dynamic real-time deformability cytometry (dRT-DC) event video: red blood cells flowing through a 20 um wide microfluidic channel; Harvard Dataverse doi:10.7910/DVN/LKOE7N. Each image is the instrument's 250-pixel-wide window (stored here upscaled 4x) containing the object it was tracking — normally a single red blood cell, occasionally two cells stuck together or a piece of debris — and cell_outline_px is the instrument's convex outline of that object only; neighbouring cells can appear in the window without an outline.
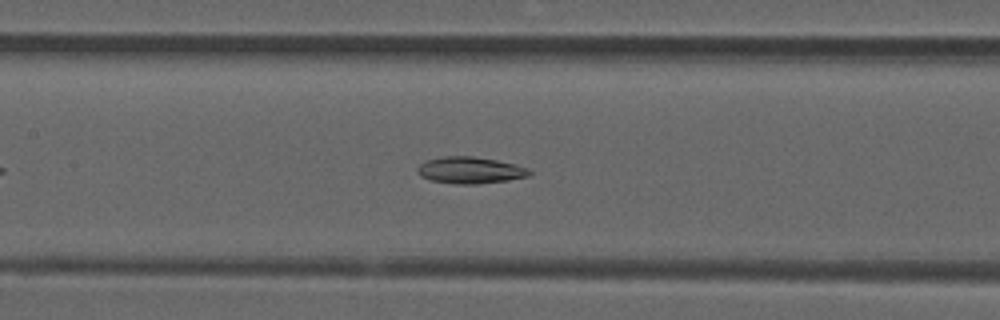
{"species": "common noctule bat (a hibernating species)", "species_latin": "Nyctalus noctula", "temperature_condition": "room temperature", "stored_images_in_passage": 42, "camera_frame_rate_fps": 3000, "um_per_image_px": 0.085, "animal": {"sex": "male", "forearm_length_mm": 52.5}, "frame": {"image": 1, "passage_image": 14, "time_ms": 4.333, "image_size_px": [1000, 320], "cell_outline_px": [[532, 172], [528, 176], [508, 180], [476, 184], [456, 184], [432, 180], [420, 176], [416, 172], [416, 168], [420, 164], [428, 160], [444, 156], [472, 156], [496, 160], [516, 164], [528, 168]], "centroid_in_image_um": [39.96, 14.47], "position_along_channel_um": 167.4, "area_um2": 17.34}}
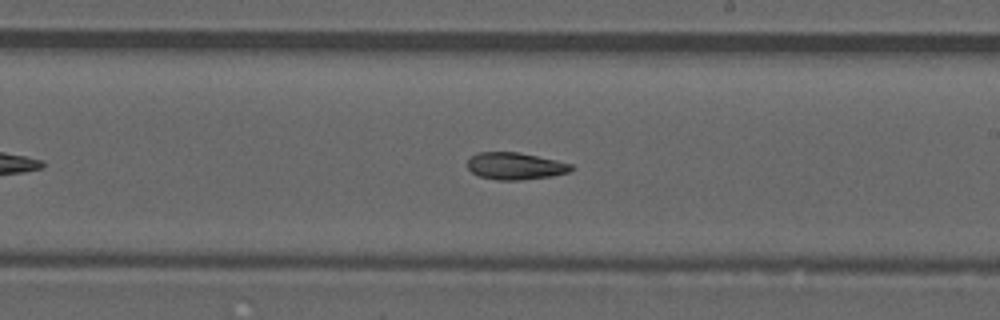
{"frame": {"image": 2, "passage_image": 20, "time_ms": 6.333, "image_size_px": [1000, 320], "cell_outline_px": [[572, 168], [568, 172], [552, 176], [520, 180], [496, 180], [480, 176], [472, 172], [468, 168], [468, 160], [476, 152], [520, 152], [556, 160], [572, 164]], "centroid_in_image_um": [43.78, 14.11], "position_along_channel_um": 245.2, "area_um2": 16.3}}
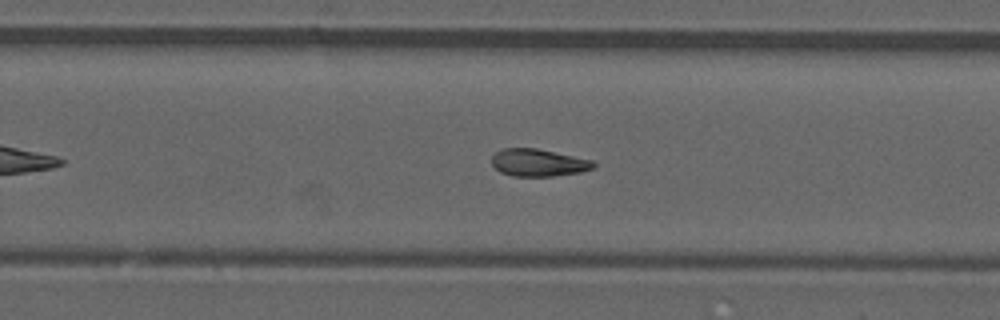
{"frame": {"image": 3, "passage_image": 23, "time_ms": 7.333, "image_size_px": [1000, 320], "cell_outline_px": [[596, 164], [592, 168], [580, 172], [552, 176], [512, 176], [500, 172], [492, 164], [492, 156], [496, 152], [504, 148], [536, 148], [592, 160]], "centroid_in_image_um": [45.73, 13.83], "position_along_channel_um": 284.1, "area_um2": 16.07}, "authors_computed_cell_mechanics": {"area_um2": 16.6464, "velocity_mm_per_s": 3.9079, "shape_relaxation_time_tau1_ms": null, "shape_relaxation_time_tau2_ms": 5.8959, "deformation_change_tau1": null, "deformation_change_tau2": 0.117}}